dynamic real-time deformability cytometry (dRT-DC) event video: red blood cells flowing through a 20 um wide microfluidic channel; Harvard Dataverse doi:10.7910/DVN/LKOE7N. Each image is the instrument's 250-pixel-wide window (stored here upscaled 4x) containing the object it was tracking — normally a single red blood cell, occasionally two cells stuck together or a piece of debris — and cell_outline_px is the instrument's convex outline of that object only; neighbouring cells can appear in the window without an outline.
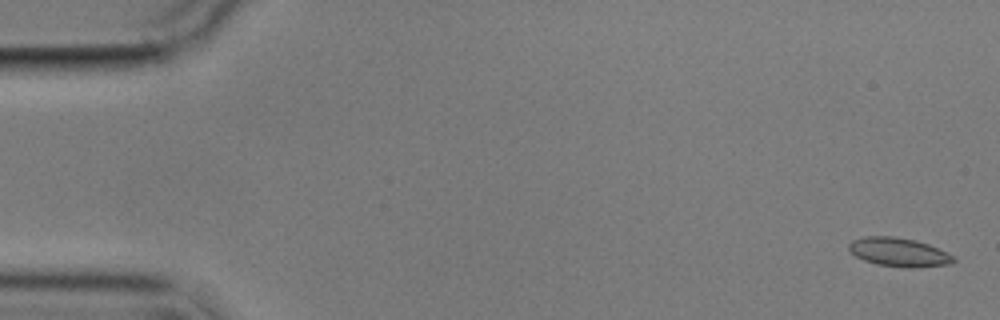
{"species": "common noctule bat (a hibernating species)", "species_latin": "Nyctalus noctula", "temperature_condition": "cold", "stored_images_in_passage": 58, "camera_frame_rate_fps": 3000, "um_per_image_px": 0.085, "animal": {"sex": "male", "body_mass_g": 17.9}, "frame": {"image": 1, "passage_image": 2, "time_ms": 0.333, "image_size_px": [1000, 320], "cell_outline_px": [[956, 260], [952, 264], [912, 268], [904, 268], [876, 264], [864, 260], [856, 256], [848, 248], [848, 244], [852, 240], [864, 236], [892, 236], [916, 240], [928, 244], [956, 256]], "centroid_in_image_um": [76.43, 21.44], "position_along_channel_um": 8.6, "area_um2": 17.74}}
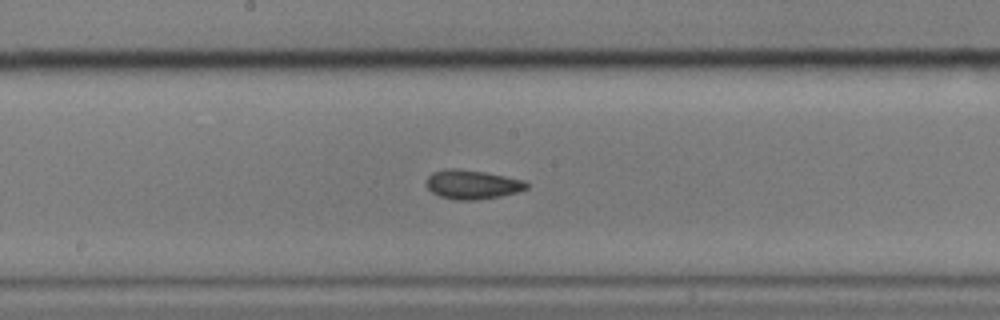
{"frame": {"image": 2, "passage_image": 30, "time_ms": 9.667, "image_size_px": [1000, 320], "cell_outline_px": [[532, 184], [528, 188], [516, 192], [500, 196], [476, 200], [456, 200], [440, 196], [432, 192], [424, 184], [428, 176], [432, 172], [444, 168], [460, 168], [484, 172], [524, 180]], "centroid_in_image_um": [40.12, 15.67], "position_along_channel_um": 208.1, "area_um2": 17.22}}
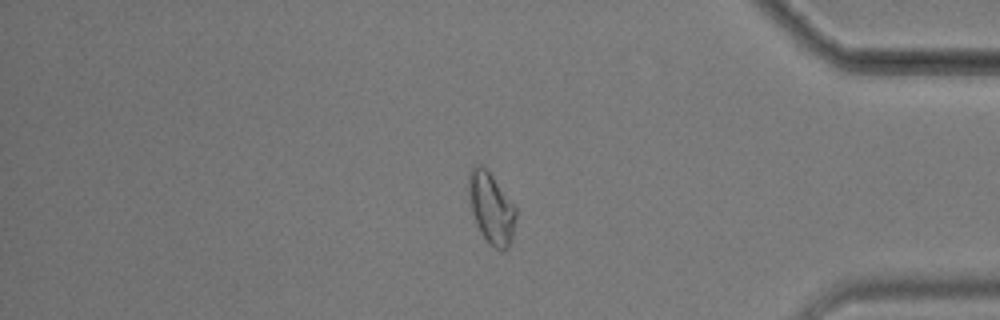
{"frame": {"image": 3, "passage_image": 48, "time_ms": 15.667, "image_size_px": [1000, 320], "cell_outline_px": [[516, 216], [512, 240], [508, 248], [504, 252], [488, 244], [480, 232], [476, 224], [472, 212], [468, 196], [468, 172], [476, 164], [480, 164], [492, 176], [516, 208]], "centroid_in_image_um": [41.74, 17.73], "position_along_channel_um": 393.5, "area_um2": 19.59}, "authors_computed_cell_mechanics": {"area_um2": 17.3978, "velocity_mm_per_s": 3.532, "shape_relaxation_time_tau1_ms": 7.2473, "shape_relaxation_time_tau2_ms": 2.2762, "deformation_change_tau1": 0.0981, "deformation_change_tau2": 0.0691}}